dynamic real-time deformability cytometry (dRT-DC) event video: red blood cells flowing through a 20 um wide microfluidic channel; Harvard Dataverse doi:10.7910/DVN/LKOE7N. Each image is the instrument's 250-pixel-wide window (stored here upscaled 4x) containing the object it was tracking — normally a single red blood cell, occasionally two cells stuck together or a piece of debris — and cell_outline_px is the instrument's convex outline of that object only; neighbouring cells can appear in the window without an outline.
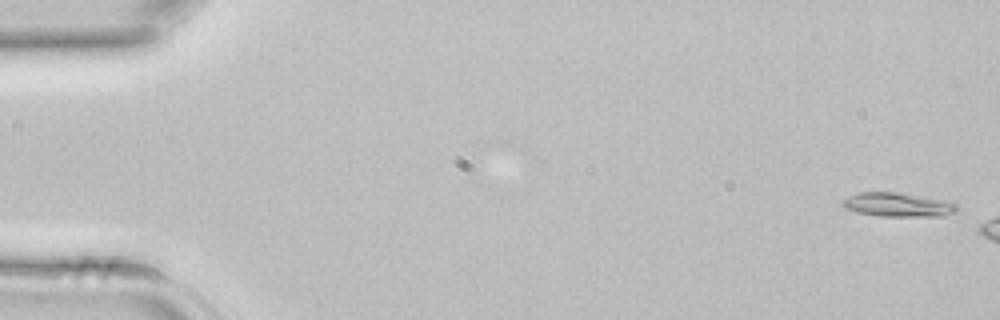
{"species": "common noctule bat (a hibernating species)", "species_latin": "Nyctalus noctula", "temperature_condition": "room temperature", "stored_images_in_passage": 6, "camera_frame_rate_fps": 3000, "um_per_image_px": 0.085, "animal": {"sex": "female", "body_mass_g": 22.7, "forearm_length_mm": 54.2}, "frame": {"image": 1, "passage_image": 1, "time_ms": 0.0, "image_size_px": [1000, 320], "cell_outline_px": [[960, 212], [944, 216], [880, 216], [856, 212], [844, 208], [840, 204], [840, 200], [856, 192], [900, 192], [948, 200], [956, 204], [960, 208]], "centroid_in_image_um": [76.35, 17.39], "position_along_channel_um": 8.7, "area_um2": 16.59}}